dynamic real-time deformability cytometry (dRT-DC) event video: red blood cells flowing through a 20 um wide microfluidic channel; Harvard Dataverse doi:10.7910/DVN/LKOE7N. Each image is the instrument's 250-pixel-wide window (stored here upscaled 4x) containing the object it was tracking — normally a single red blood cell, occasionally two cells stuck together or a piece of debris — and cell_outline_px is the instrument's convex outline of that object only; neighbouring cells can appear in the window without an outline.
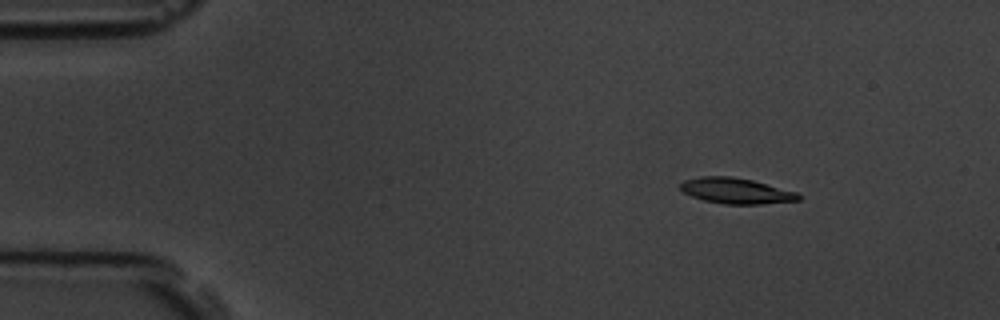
{"species": "common noctule bat (a hibernating species)", "species_latin": "Nyctalus noctula", "temperature_condition": "room temperature", "stored_images_in_passage": 6, "camera_frame_rate_fps": 3000, "um_per_image_px": 0.085, "animal": {"sex": "male", "body_mass_g": 19.5, "forearm_length_mm": 54.6}, "frame": {"image": 1, "passage_image": 3, "time_ms": 2.333, "image_size_px": [1000, 320], "cell_outline_px": [[800, 200], [760, 204], [724, 204], [704, 200], [692, 196], [684, 192], [680, 188], [680, 184], [684, 180], [700, 176], [732, 176], [752, 180], [796, 192], [800, 196]], "centroid_in_image_um": [62.54, 16.21], "position_along_channel_um": 22.5, "area_um2": 17.51}}
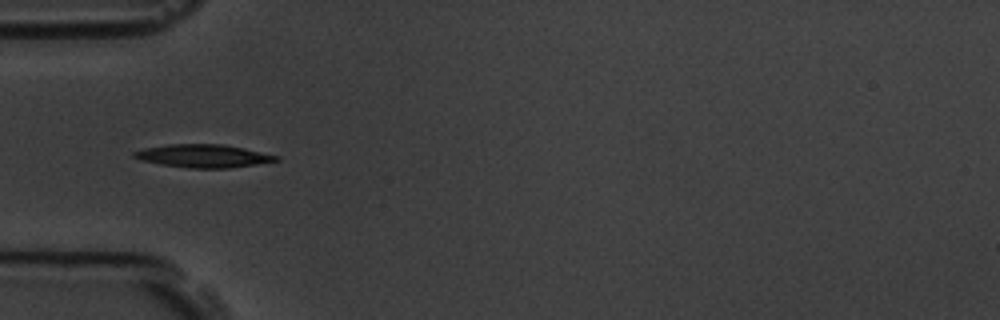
{"frame": {"image": 2, "passage_image": 6, "time_ms": 5.667, "image_size_px": [1000, 320], "cell_outline_px": [[280, 160], [256, 164], [228, 168], [188, 168], [160, 164], [140, 160], [132, 156], [132, 152], [144, 148], [168, 144], [224, 144], [244, 148], [280, 156]], "centroid_in_image_um": [17.27, 13.25], "position_along_channel_um": 67.7, "area_um2": 19.13}}